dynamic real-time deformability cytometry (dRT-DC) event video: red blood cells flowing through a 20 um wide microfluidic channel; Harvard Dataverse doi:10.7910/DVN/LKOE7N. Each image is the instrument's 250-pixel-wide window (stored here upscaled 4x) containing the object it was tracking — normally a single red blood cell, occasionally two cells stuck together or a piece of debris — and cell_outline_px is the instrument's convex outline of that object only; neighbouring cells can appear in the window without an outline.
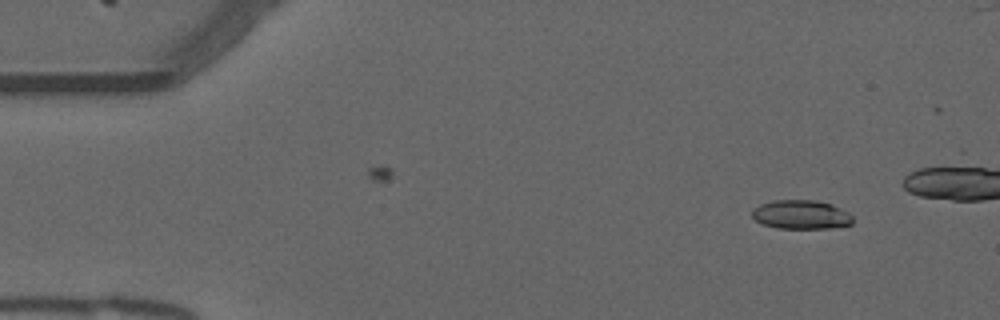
{"species": "common noctule bat (a hibernating species)", "species_latin": "Nyctalus noctula", "temperature_condition": "warm", "stored_images_in_passage": 44, "camera_frame_rate_fps": 3000, "um_per_image_px": 0.085, "animal": {"sex": "male", "forearm_length_mm": 52.5}, "frame": {"image": 1, "passage_image": 5, "time_ms": 1.333, "image_size_px": [1000, 320], "cell_outline_px": [[852, 224], [832, 228], [776, 228], [764, 224], [756, 220], [752, 216], [752, 208], [760, 204], [772, 200], [812, 200], [832, 204], [848, 212], [852, 216]], "centroid_in_image_um": [68.08, 18.24], "position_along_channel_um": 16.9, "area_um2": 16.99}}
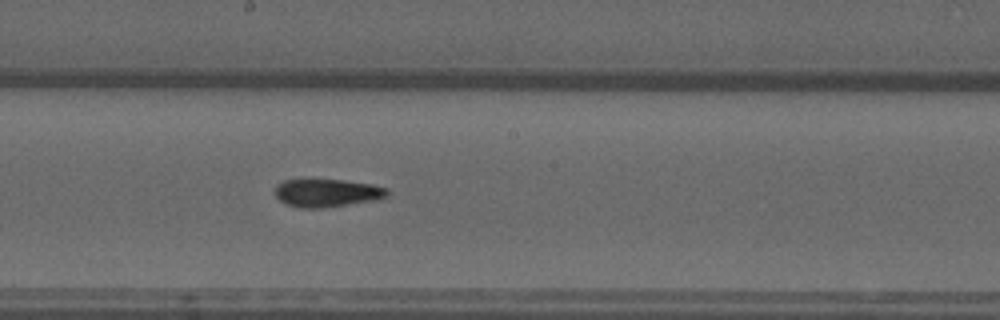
{"frame": {"image": 2, "passage_image": 29, "time_ms": 9.333, "image_size_px": [1000, 320], "cell_outline_px": [[388, 196], [376, 200], [324, 208], [300, 208], [284, 204], [276, 196], [276, 184], [284, 180], [344, 180], [372, 184], [388, 188]], "centroid_in_image_um": [27.81, 16.41], "position_along_channel_um": 220.4, "area_um2": 18.38}}
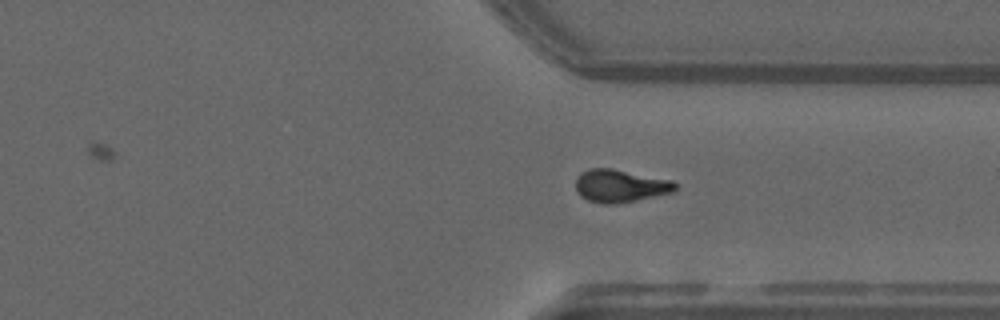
{"frame": {"image": 3, "passage_image": 40, "time_ms": 13.0, "image_size_px": [1000, 320], "cell_outline_px": [[676, 188], [672, 192], [616, 204], [600, 204], [588, 200], [580, 196], [576, 192], [576, 176], [580, 172], [588, 168], [612, 168], [672, 180], [676, 184]], "centroid_in_image_um": [52.65, 15.79], "position_along_channel_um": 358.7, "area_um2": 19.07}}